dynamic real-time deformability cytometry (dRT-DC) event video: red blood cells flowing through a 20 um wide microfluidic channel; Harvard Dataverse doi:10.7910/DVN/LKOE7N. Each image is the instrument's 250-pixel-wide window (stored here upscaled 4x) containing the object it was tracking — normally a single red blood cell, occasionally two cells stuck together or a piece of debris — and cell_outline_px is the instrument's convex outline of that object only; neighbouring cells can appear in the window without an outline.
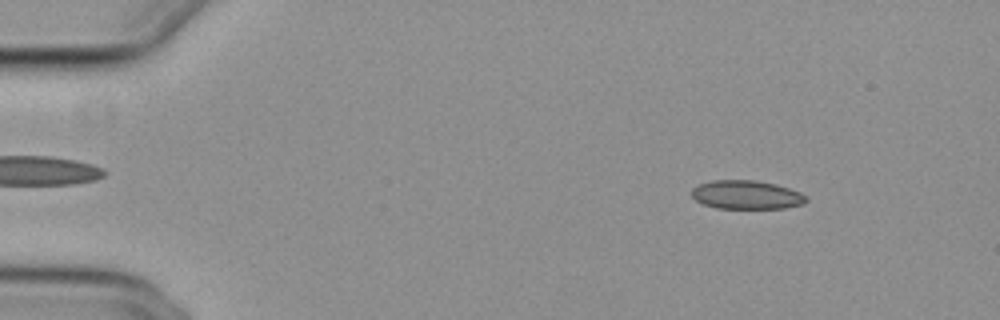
{"species": "common noctule bat (a hibernating species)", "species_latin": "Nyctalus noctula", "temperature_condition": "cold", "stored_images_in_passage": 55, "camera_frame_rate_fps": 3000, "um_per_image_px": 0.085, "animal": {"sex": "female", "body_mass_g": 29.2, "forearm_length_mm": 56.3}, "frame": {"image": 1, "passage_image": 7, "time_ms": 2.0, "image_size_px": [1000, 320], "cell_outline_px": [[808, 200], [804, 204], [784, 208], [716, 208], [704, 204], [696, 200], [692, 196], [692, 188], [700, 184], [712, 180], [756, 180], [776, 184], [800, 192], [808, 196]], "centroid_in_image_um": [63.48, 16.55], "position_along_channel_um": 21.5, "area_um2": 19.19}}
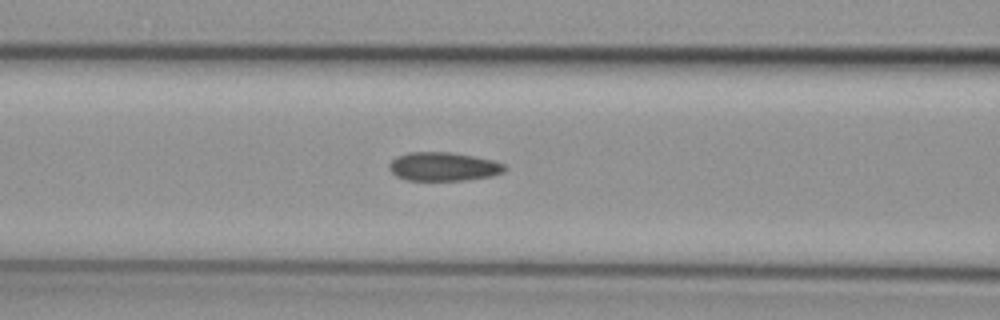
{"frame": {"image": 2, "passage_image": 23, "time_ms": 7.333, "image_size_px": [1000, 320], "cell_outline_px": [[508, 168], [504, 172], [492, 176], [464, 180], [408, 180], [396, 176], [388, 168], [388, 164], [396, 156], [408, 152], [452, 152], [492, 160], [504, 164]], "centroid_in_image_um": [37.68, 14.16], "position_along_channel_um": 128.9, "area_um2": 19.36}}
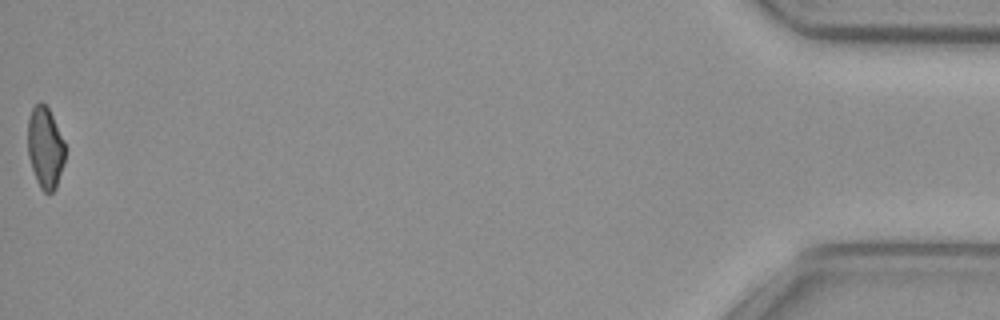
{"frame": {"image": 3, "passage_image": 55, "time_ms": 18.0, "image_size_px": [1000, 320], "cell_outline_px": [[64, 164], [56, 188], [52, 192], [44, 192], [40, 188], [36, 180], [28, 156], [28, 120], [32, 108], [40, 100], [48, 108], [64, 140]], "centroid_in_image_um": [3.84, 12.56], "position_along_channel_um": 431.4, "area_um2": 17.63}, "authors_computed_cell_mechanics": {"area_um2": 19.3052, "velocity_mm_per_s": 3.7654, "shape_relaxation_time_tau1_ms": null, "shape_relaxation_time_tau2_ms": 5.0448, "deformation_change_tau1": null, "deformation_change_tau2": 0.0927}}